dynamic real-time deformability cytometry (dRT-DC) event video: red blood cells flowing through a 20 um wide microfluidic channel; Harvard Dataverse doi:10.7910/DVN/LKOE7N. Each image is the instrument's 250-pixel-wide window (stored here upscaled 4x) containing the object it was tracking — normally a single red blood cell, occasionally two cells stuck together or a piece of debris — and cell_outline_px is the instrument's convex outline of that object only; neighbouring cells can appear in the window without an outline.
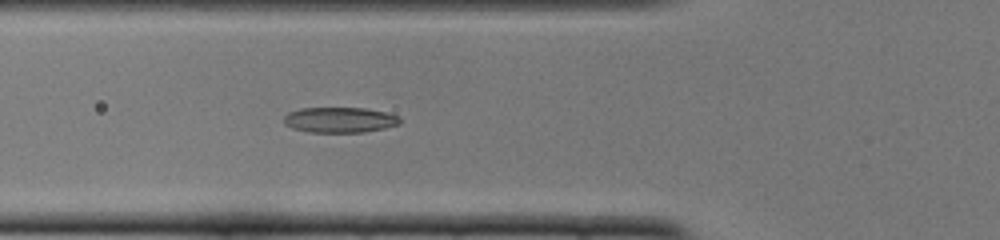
{"species": "common noctule bat (a hibernating species)", "species_latin": "Nyctalus noctula", "temperature_condition": "cold", "stored_images_in_passage": 52, "camera_frame_rate_fps": 3000, "um_per_image_px": 0.085, "animal": {"sex": "female", "body_mass_g": 22.0, "forearm_length_mm": 56.7}, "frame": {"image": 1, "passage_image": 19, "time_ms": 6.0, "image_size_px": [1000, 240], "cell_outline_px": [[400, 124], [384, 128], [364, 132], [308, 132], [292, 128], [284, 124], [284, 116], [288, 112], [300, 108], [364, 108], [384, 112], [400, 116]], "centroid_in_image_um": [28.86, 10.19], "position_along_channel_um": 96.9, "area_um2": 17.22}}
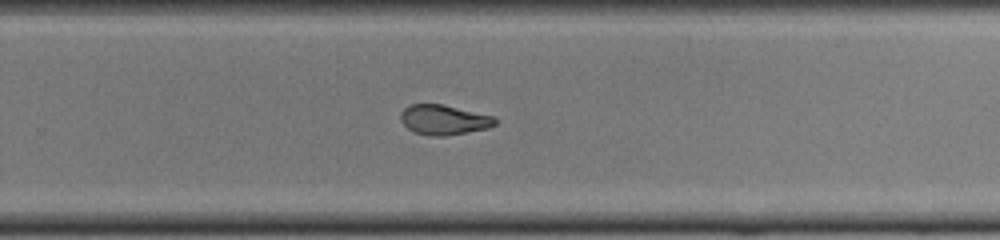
{"frame": {"image": 2, "passage_image": 34, "time_ms": 11.0, "image_size_px": [1000, 240], "cell_outline_px": [[496, 124], [488, 128], [444, 136], [428, 136], [412, 132], [400, 120], [400, 112], [404, 108], [412, 104], [444, 104], [492, 116], [496, 120]], "centroid_in_image_um": [37.68, 10.18], "position_along_channel_um": 292.1, "area_um2": 16.47}}
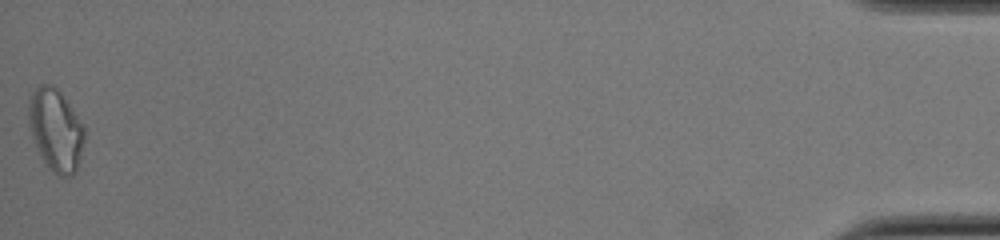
{"frame": {"image": 3, "passage_image": 52, "time_ms": 17.0, "image_size_px": [1000, 240], "cell_outline_px": [[84, 140], [80, 156], [76, 168], [72, 176], [60, 176], [48, 168], [36, 144], [28, 124], [28, 100], [32, 92], [40, 84], [52, 84], [60, 92], [84, 124]], "centroid_in_image_um": [4.73, 11.01], "position_along_channel_um": 430.5, "area_um2": 26.41}, "authors_computed_cell_mechanics": {"area_um2": 17.1377, "velocity_mm_per_s": 3.9142, "shape_relaxation_time_tau1_ms": 8.0719, "shape_relaxation_time_tau2_ms": 2.2622, "deformation_change_tau1": 0.2271, "deformation_change_tau2": 0.0915}}